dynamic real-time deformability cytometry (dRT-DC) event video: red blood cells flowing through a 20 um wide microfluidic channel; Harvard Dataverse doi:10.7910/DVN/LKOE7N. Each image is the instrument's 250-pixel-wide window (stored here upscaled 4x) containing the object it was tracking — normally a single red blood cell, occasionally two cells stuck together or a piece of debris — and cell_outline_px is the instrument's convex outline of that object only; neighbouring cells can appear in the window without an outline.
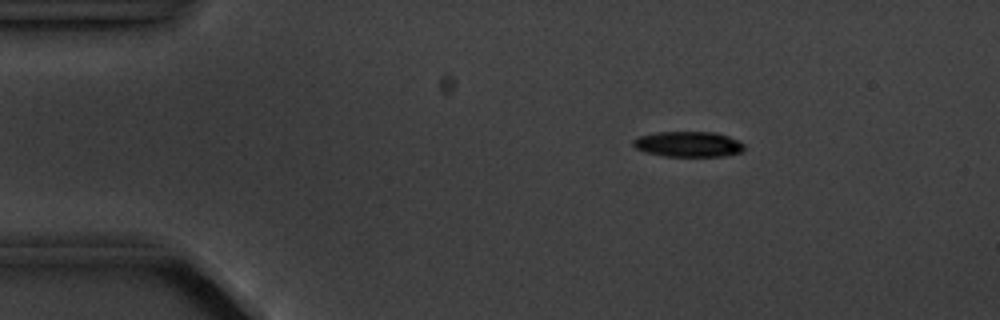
{"species": "common noctule bat (a hibernating species)", "species_latin": "Nyctalus noctula", "temperature_condition": "cold", "stored_images_in_passage": 3, "camera_frame_rate_fps": 3000, "um_per_image_px": 0.085, "animal": {"sex": "male", "body_mass_g": 20.1, "forearm_length_mm": 53.5}, "frame": {"image": 1, "passage_image": 1, "time_ms": 0.0, "image_size_px": [1000, 320], "cell_outline_px": [[744, 148], [740, 152], [724, 156], [664, 156], [644, 152], [636, 148], [632, 144], [632, 140], [640, 136], [660, 132], [712, 132], [728, 136], [744, 144]], "centroid_in_image_um": [58.48, 12.26], "position_along_channel_um": 26.5, "area_um2": 16.3}}